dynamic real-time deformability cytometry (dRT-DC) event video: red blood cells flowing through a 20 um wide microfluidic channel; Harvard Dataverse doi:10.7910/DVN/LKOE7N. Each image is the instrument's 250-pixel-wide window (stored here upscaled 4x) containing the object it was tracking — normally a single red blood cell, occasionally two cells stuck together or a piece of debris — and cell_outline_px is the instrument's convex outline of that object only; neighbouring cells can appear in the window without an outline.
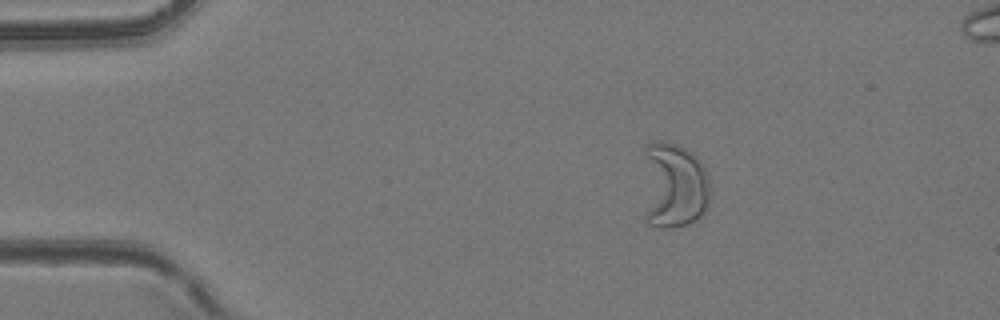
{"species": "common noctule bat (a hibernating species)", "species_latin": "Nyctalus noctula", "temperature_condition": "room temperature", "stored_images_in_passage": 52, "camera_frame_rate_fps": 3000, "um_per_image_px": 0.085, "animal": {"sex": "female", "body_mass_g": 24.6, "forearm_length_mm": 56.2}, "frame": {"image": 1, "passage_image": 11, "time_ms": 3.333, "image_size_px": [1000, 320], "cell_outline_px": [[712, 192], [708, 204], [700, 216], [688, 224], [672, 228], [660, 228], [648, 224], [644, 216], [644, 144], [676, 144], [692, 152], [700, 160], [708, 172]], "centroid_in_image_um": [57.28, 15.81], "position_along_channel_um": 27.7, "area_um2": 34.51}}
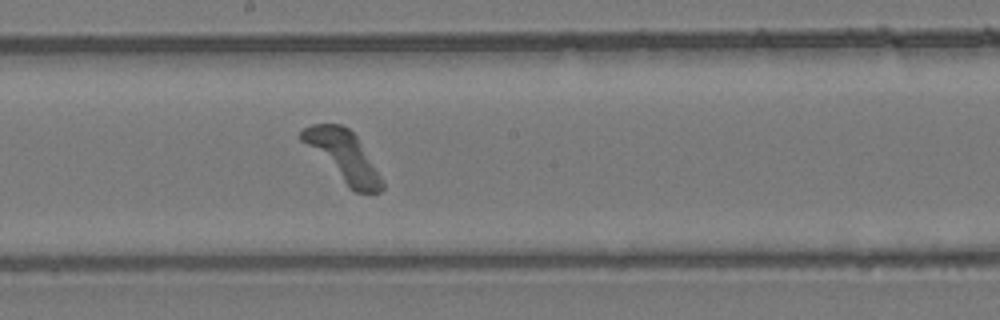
{"frame": {"image": 2, "passage_image": 30, "time_ms": 9.667, "image_size_px": [1000, 320], "cell_outline_px": [[384, 188], [380, 192], [356, 192], [348, 188], [296, 136], [304, 128], [312, 124], [340, 124], [348, 128], [356, 136], [380, 176], [384, 184]], "centroid_in_image_um": [29.13, 13.27], "position_along_channel_um": 219.1, "area_um2": 23.47}}
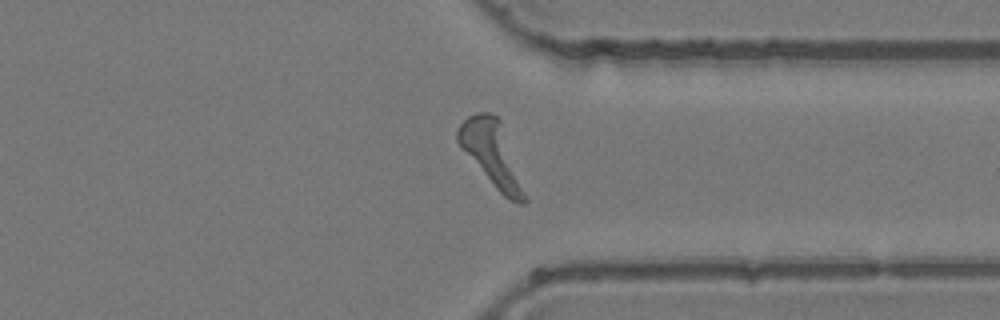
{"frame": {"image": 3, "passage_image": 41, "time_ms": 13.333, "image_size_px": [1000, 320], "cell_outline_px": [[528, 200], [524, 204], [520, 204], [504, 196], [496, 188], [456, 140], [456, 132], [460, 124], [468, 116], [476, 112], [492, 112], [500, 120]], "centroid_in_image_um": [41.8, 13.04], "position_along_channel_um": 369.6, "area_um2": 24.1}}